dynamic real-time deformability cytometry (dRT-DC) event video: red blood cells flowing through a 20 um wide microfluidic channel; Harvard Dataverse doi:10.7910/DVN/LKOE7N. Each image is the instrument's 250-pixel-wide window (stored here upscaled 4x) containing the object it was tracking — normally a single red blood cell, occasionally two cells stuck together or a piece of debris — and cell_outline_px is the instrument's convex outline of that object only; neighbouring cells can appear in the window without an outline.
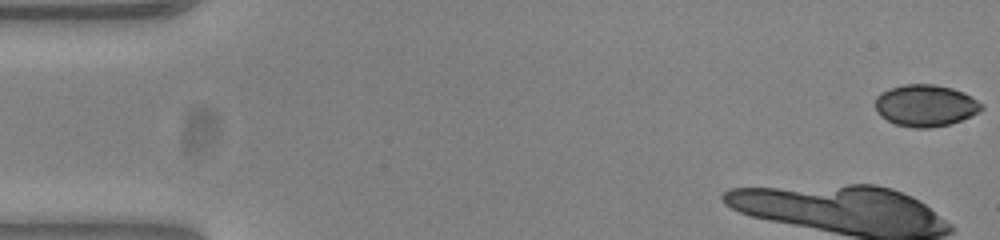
{"species": "common noctule bat (a hibernating species)", "species_latin": "Nyctalus noctula", "temperature_condition": "warm", "stored_images_in_passage": 12, "camera_frame_rate_fps": 3000, "um_per_image_px": 0.085, "animal": {"sex": "female", "body_mass_g": 23.0, "forearm_length_mm": 53.4}, "frame": {"image": 1, "passage_image": 1, "time_ms": 0.0, "image_size_px": [1000, 240], "cell_outline_px": [[984, 108], [980, 112], [972, 116], [948, 124], [928, 128], [912, 128], [896, 124], [880, 116], [876, 108], [876, 96], [880, 92], [888, 88], [904, 84], [932, 84], [952, 88], [964, 92], [984, 104]], "centroid_in_image_um": [78.68, 8.96], "position_along_channel_um": 6.3, "area_um2": 26.01}}